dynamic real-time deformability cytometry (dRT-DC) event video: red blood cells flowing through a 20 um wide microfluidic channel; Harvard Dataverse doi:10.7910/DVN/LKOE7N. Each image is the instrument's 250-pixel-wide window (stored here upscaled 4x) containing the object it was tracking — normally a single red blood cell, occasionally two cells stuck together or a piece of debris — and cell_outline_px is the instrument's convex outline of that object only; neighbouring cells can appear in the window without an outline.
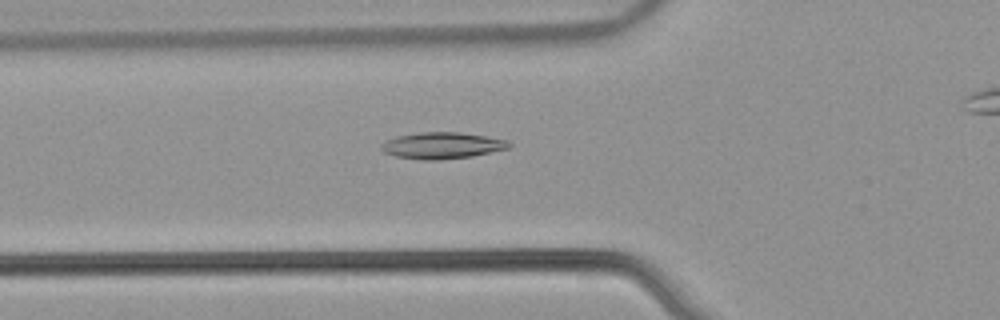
{"species": "common noctule bat (a hibernating species)", "species_latin": "Nyctalus noctula", "temperature_condition": "warm", "stored_images_in_passage": 48, "camera_frame_rate_fps": 3000, "um_per_image_px": 0.085, "animal": {"sex": "male", "body_mass_g": 21.5, "forearm_length_mm": 52.0}, "frame": {"image": 1, "passage_image": 20, "time_ms": 6.333, "image_size_px": [1000, 320], "cell_outline_px": [[512, 144], [508, 148], [472, 156], [440, 160], [420, 160], [396, 156], [384, 152], [380, 148], [380, 144], [384, 140], [396, 136], [420, 132], [460, 132], [508, 140]], "centroid_in_image_um": [37.53, 12.36], "position_along_channel_um": 88.3, "area_um2": 19.77}}
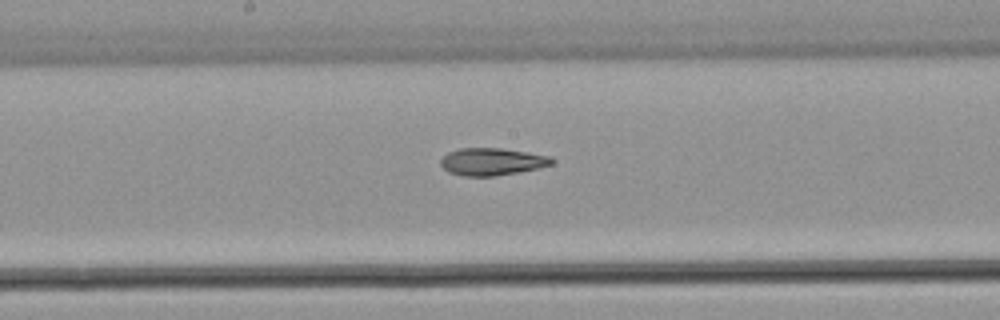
{"frame": {"image": 2, "passage_image": 29, "time_ms": 9.333, "image_size_px": [1000, 320], "cell_outline_px": [[556, 160], [552, 164], [520, 172], [496, 176], [464, 176], [448, 172], [440, 164], [440, 160], [448, 152], [460, 148], [500, 148], [528, 152], [552, 156]], "centroid_in_image_um": [41.84, 13.74], "position_along_channel_um": 206.4, "area_um2": 17.8}}
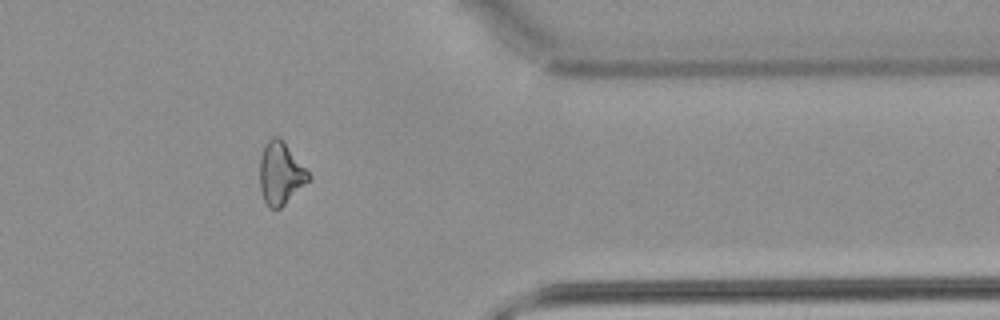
{"frame": {"image": 3, "passage_image": 44, "time_ms": 14.333, "image_size_px": [1000, 320], "cell_outline_px": [[312, 176], [280, 208], [268, 208], [264, 200], [260, 188], [260, 156], [264, 144], [272, 136], [280, 136]], "centroid_in_image_um": [23.82, 14.69], "position_along_channel_um": 387.6, "area_um2": 17.57}, "authors_computed_cell_mechanics": {"area_um2": 17.9469, "velocity_mm_per_s": 3.9266, "shape_relaxation_time_tau1_ms": null, "shape_relaxation_time_tau2_ms": 3.8324, "deformation_change_tau1": null, "deformation_change_tau2": 0.114}}